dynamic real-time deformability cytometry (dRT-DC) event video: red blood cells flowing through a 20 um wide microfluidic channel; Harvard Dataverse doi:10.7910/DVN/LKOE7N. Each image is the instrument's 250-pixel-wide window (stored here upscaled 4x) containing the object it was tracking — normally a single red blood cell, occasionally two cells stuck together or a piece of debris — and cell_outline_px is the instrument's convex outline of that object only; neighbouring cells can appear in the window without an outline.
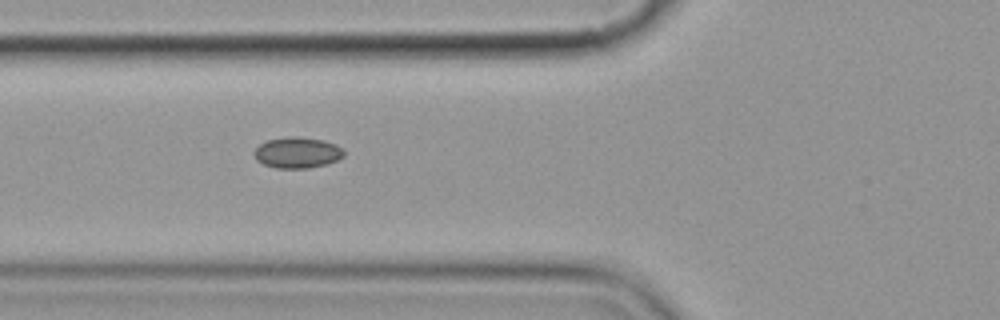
{"species": "common noctule bat (a hibernating species)", "species_latin": "Nyctalus noctula", "temperature_condition": "cold", "stored_images_in_passage": 9, "camera_frame_rate_fps": 3000, "um_per_image_px": 0.085, "animal": {"sex": "female", "body_mass_g": 19.9}, "frame": {"image": 1, "passage_image": 6, "time_ms": 6.667, "image_size_px": [1000, 320], "cell_outline_px": [[344, 156], [336, 160], [324, 164], [308, 168], [276, 168], [264, 164], [256, 160], [252, 152], [260, 144], [268, 140], [292, 136], [296, 136], [324, 140], [336, 144], [344, 148]], "centroid_in_image_um": [25.27, 12.96], "position_along_channel_um": 100.5, "area_um2": 16.18}}
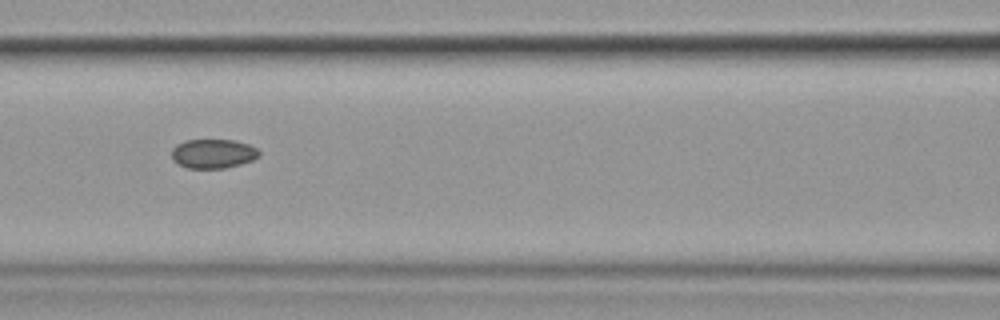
{"frame": {"image": 2, "passage_image": 7, "time_ms": 8.0, "image_size_px": [1000, 320], "cell_outline_px": [[260, 156], [252, 160], [240, 164], [224, 168], [188, 168], [172, 160], [172, 148], [176, 144], [184, 140], [232, 140], [248, 144], [256, 148], [260, 152]], "centroid_in_image_um": [18.1, 13.05], "position_along_channel_um": 148.5, "area_um2": 14.85}}
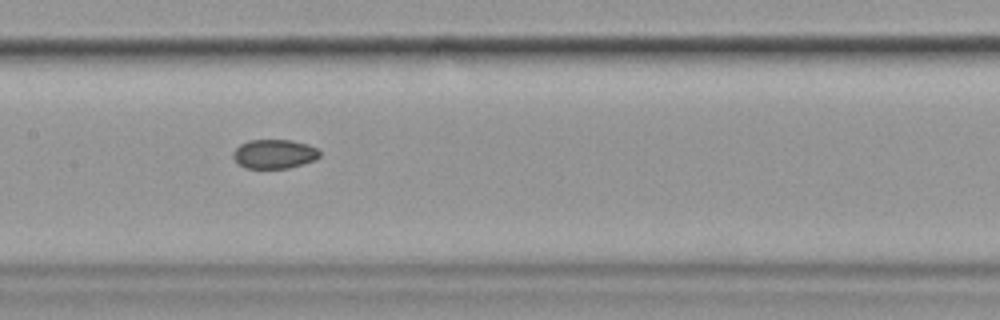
{"frame": {"image": 3, "passage_image": 8, "time_ms": 9.0, "image_size_px": [1000, 320], "cell_outline_px": [[320, 156], [316, 160], [288, 168], [244, 168], [232, 156], [232, 152], [240, 144], [248, 140], [292, 140], [308, 144], [316, 148], [320, 152]], "centroid_in_image_um": [23.32, 13.08], "position_along_channel_um": 184.1, "area_um2": 14.74}}